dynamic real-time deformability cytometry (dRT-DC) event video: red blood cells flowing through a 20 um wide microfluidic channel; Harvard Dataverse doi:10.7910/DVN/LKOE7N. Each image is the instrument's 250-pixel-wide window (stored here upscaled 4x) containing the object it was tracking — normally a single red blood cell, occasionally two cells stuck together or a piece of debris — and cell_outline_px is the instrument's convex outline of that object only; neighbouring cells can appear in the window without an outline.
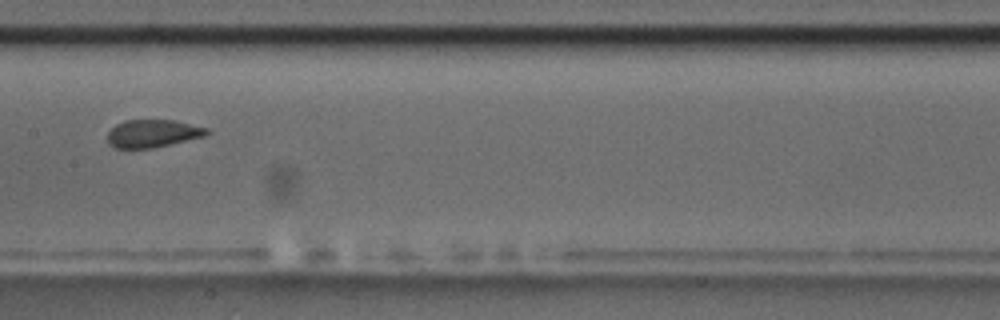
{"species": "common noctule bat (a hibernating species)", "species_latin": "Nyctalus noctula", "temperature_condition": "room temperature", "stored_images_in_passage": 14, "camera_frame_rate_fps": 3000, "um_per_image_px": 0.085, "animal": {"sex": "male", "body_mass_g": 17.5, "forearm_length_mm": 52.3}, "frame": {"image": 1, "passage_image": 7, "time_ms": 7.667, "image_size_px": [1000, 320], "cell_outline_px": [[208, 132], [204, 136], [152, 148], [116, 148], [108, 144], [108, 132], [116, 124], [124, 120], [176, 120], [208, 128]], "centroid_in_image_um": [12.96, 11.33], "position_along_channel_um": 194.4, "area_um2": 15.95}}
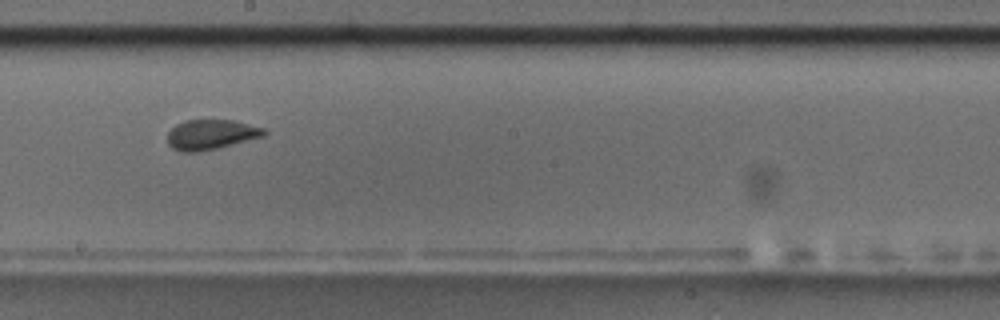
{"frame": {"image": 2, "passage_image": 8, "time_ms": 8.667, "image_size_px": [1000, 320], "cell_outline_px": [[268, 132], [264, 136], [200, 152], [180, 152], [172, 148], [168, 144], [168, 132], [176, 124], [184, 120], [232, 120], [264, 128]], "centroid_in_image_um": [17.91, 11.44], "position_along_channel_um": 230.3, "area_um2": 16.82}, "authors_computed_cell_mechanics": {"area_um2": 17.1088, "velocity_mm_per_s": 3.5939, "shape_relaxation_time_tau1_ms": 5.8195, "shape_relaxation_time_tau2_ms": 1.9704, "deformation_change_tau1": 0.1953, "deformation_change_tau2": 0.0727}}